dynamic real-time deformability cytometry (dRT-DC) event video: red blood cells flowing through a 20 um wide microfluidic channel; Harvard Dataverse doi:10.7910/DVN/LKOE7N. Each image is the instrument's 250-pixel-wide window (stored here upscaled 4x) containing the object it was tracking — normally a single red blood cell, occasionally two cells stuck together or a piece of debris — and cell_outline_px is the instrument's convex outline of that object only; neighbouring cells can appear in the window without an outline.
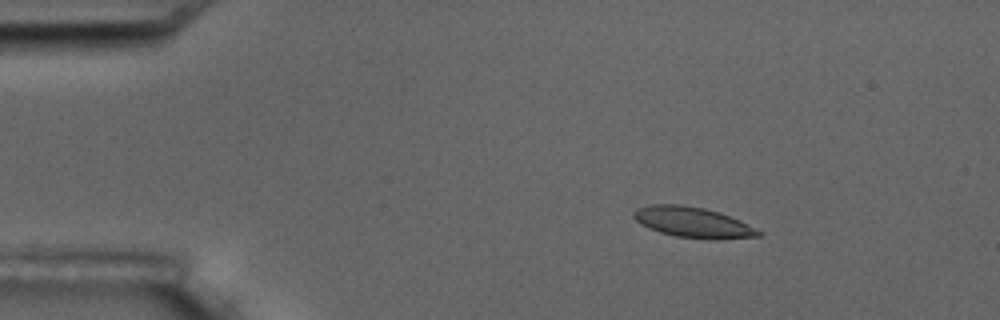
{"species": "common noctule bat (a hibernating species)", "species_latin": "Nyctalus noctula", "temperature_condition": "room temperature", "stored_images_in_passage": 5, "camera_frame_rate_fps": 3000, "um_per_image_px": 0.085, "animal": {"sex": "male", "body_mass_g": 17.5, "forearm_length_mm": 52.3}, "frame": {"image": 1, "passage_image": 3, "time_ms": 2.333, "image_size_px": [1000, 320], "cell_outline_px": [[764, 232], [760, 236], [716, 240], [712, 240], [676, 236], [660, 232], [640, 224], [632, 216], [632, 212], [636, 208], [652, 204], [680, 204], [704, 208], [720, 212], [740, 220]], "centroid_in_image_um": [58.91, 18.9], "position_along_channel_um": 26.1, "area_um2": 22.43}}
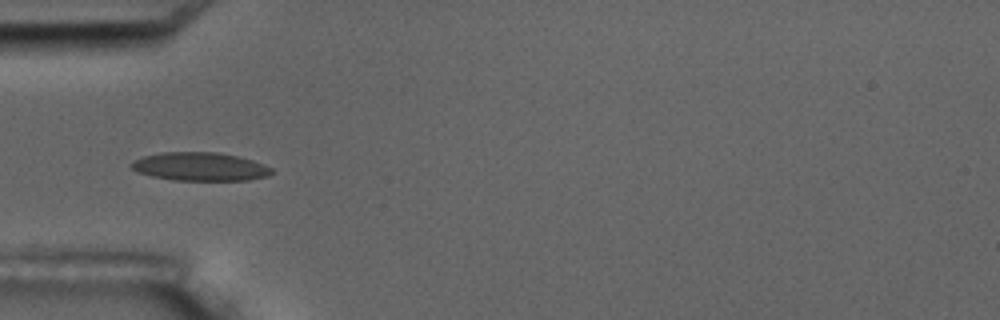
{"frame": {"image": 2, "passage_image": 5, "time_ms": 5.333, "image_size_px": [1000, 320], "cell_outline_px": [[272, 172], [268, 176], [248, 180], [172, 180], [152, 176], [136, 172], [128, 164], [132, 160], [144, 156], [160, 152], [216, 152], [236, 156], [252, 160], [264, 164], [272, 168]], "centroid_in_image_um": [16.96, 14.16], "position_along_channel_um": 68.0, "area_um2": 23.29}}